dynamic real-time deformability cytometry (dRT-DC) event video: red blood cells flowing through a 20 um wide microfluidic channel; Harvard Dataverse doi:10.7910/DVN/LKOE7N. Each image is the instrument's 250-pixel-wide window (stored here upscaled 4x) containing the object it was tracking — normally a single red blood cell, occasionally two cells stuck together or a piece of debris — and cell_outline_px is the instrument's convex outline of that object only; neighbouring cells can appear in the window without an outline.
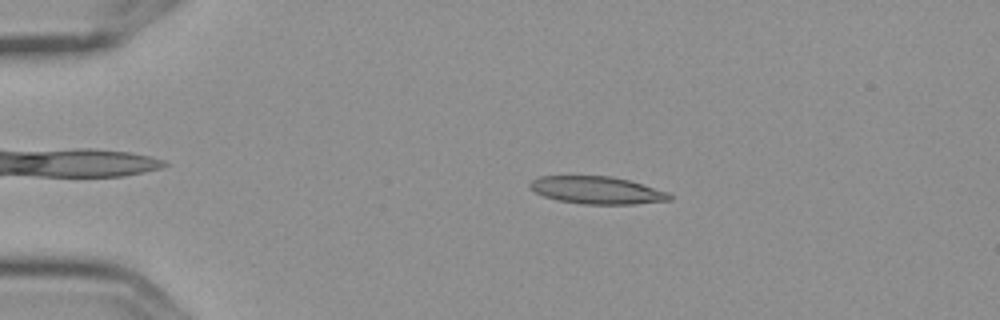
{"species": "Egyptian fruit bat (a non-hibernating species)", "species_latin": "Rousettus aegyptiacus", "temperature_condition": "cold", "stored_images_in_passage": 8, "camera_frame_rate_fps": 3000, "um_per_image_px": 0.085, "frame": {"image": 1, "passage_image": 2, "time_ms": 0.333, "image_size_px": [1000, 320], "cell_outline_px": [[672, 200], [636, 204], [584, 204], [556, 200], [544, 196], [536, 192], [528, 184], [532, 180], [540, 176], [612, 176], [628, 180], [668, 192], [672, 196]], "centroid_in_image_um": [50.75, 16.17], "position_along_channel_um": 34.2, "area_um2": 22.25}}
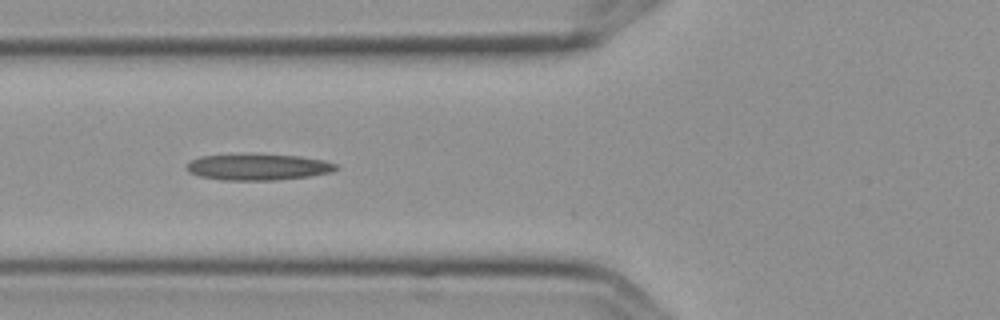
{"frame": {"image": 2, "passage_image": 5, "time_ms": 1.333, "image_size_px": [1000, 320], "cell_outline_px": [[340, 168], [332, 172], [308, 176], [276, 180], [224, 180], [200, 176], [188, 172], [188, 164], [192, 160], [200, 156], [300, 156], [324, 160], [336, 164]], "centroid_in_image_um": [22.0, 14.23], "position_along_channel_um": 103.8, "area_um2": 21.96}}
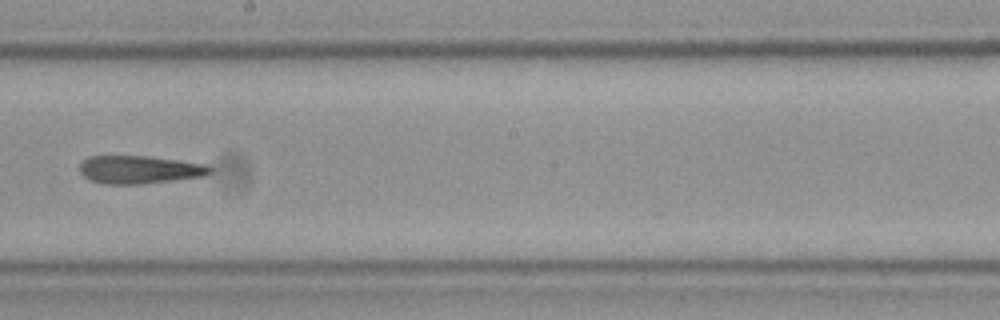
{"frame": {"image": 3, "passage_image": 8, "time_ms": 2.333, "image_size_px": [1000, 320], "cell_outline_px": [[212, 172], [204, 176], [140, 184], [100, 184], [88, 180], [80, 172], [80, 164], [88, 156], [152, 156], [208, 164], [212, 168]], "centroid_in_image_um": [11.86, 14.41], "position_along_channel_um": 236.3, "area_um2": 21.5}}